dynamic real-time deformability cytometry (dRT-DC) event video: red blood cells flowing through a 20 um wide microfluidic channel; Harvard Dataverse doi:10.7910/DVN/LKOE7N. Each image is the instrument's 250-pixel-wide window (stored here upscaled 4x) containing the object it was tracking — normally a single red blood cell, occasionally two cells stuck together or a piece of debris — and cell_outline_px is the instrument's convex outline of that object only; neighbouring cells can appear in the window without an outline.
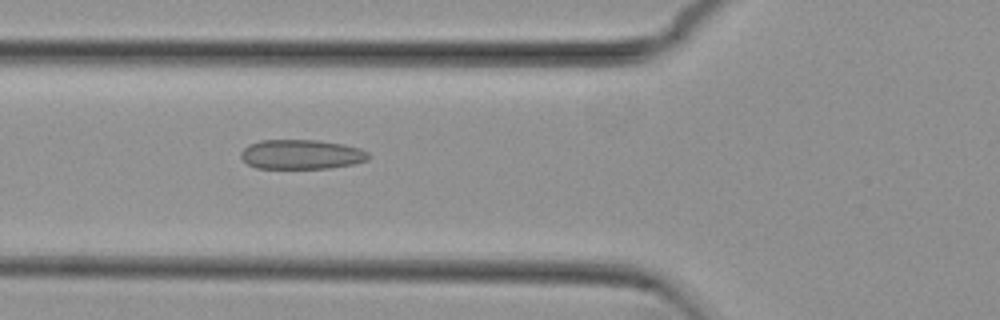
{"species": "common noctule bat (a hibernating species)", "species_latin": "Nyctalus noctula", "temperature_condition": "cold", "stored_images_in_passage": 37, "camera_frame_rate_fps": 3000, "um_per_image_px": 0.085, "animal": {"sex": "female", "body_mass_g": 29.2, "forearm_length_mm": 56.3}, "frame": {"image": 1, "passage_image": 3, "time_ms": 0.667, "image_size_px": [1000, 320], "cell_outline_px": [[368, 160], [352, 164], [328, 168], [256, 168], [248, 164], [240, 156], [240, 152], [248, 144], [260, 140], [320, 140], [344, 144], [360, 148], [368, 152]], "centroid_in_image_um": [25.6, 13.11], "position_along_channel_um": 100.2, "area_um2": 22.02}}
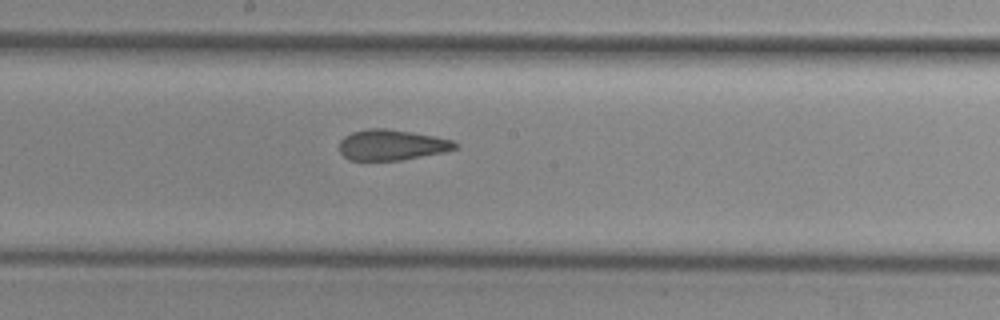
{"frame": {"image": 2, "passage_image": 12, "time_ms": 3.667, "image_size_px": [1000, 320], "cell_outline_px": [[460, 144], [456, 148], [444, 152], [400, 160], [348, 160], [340, 152], [340, 140], [344, 136], [352, 132], [368, 128], [384, 128], [412, 132], [436, 136], [452, 140]], "centroid_in_image_um": [33.3, 12.31], "position_along_channel_um": 214.9, "area_um2": 20.69}}
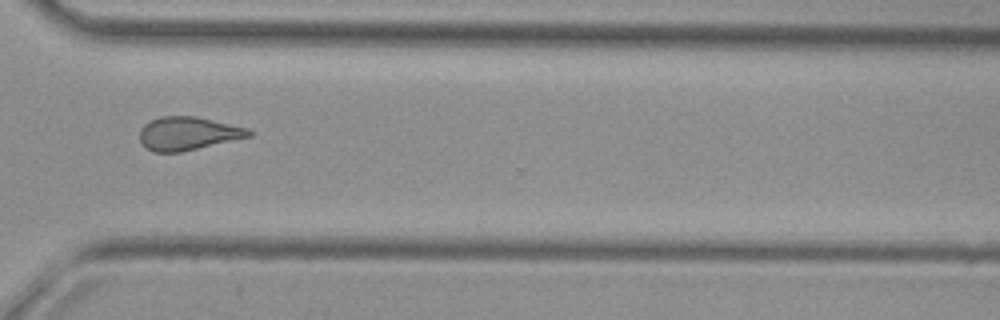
{"frame": {"image": 3, "passage_image": 23, "time_ms": 7.333, "image_size_px": [1000, 320], "cell_outline_px": [[252, 136], [180, 152], [152, 152], [140, 140], [140, 128], [144, 124], [160, 116], [196, 116], [248, 128], [252, 132]], "centroid_in_image_um": [15.98, 11.34], "position_along_channel_um": 354.6, "area_um2": 21.04}}